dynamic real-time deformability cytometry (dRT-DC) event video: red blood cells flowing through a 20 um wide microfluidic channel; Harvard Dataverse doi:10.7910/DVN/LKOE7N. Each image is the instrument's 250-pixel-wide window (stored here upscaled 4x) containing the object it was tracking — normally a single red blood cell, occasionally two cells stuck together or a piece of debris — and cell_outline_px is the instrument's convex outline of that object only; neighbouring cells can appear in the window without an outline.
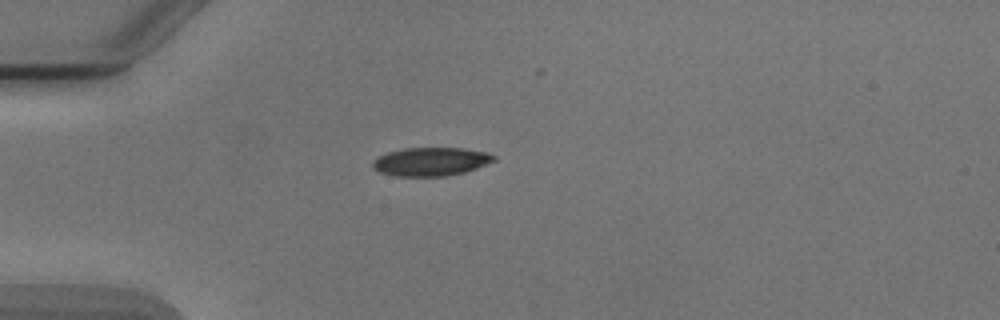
{"species": "Egyptian fruit bat (a non-hibernating species)", "species_latin": "Rousettus aegyptiacus", "temperature_condition": "cold", "stored_images_in_passage": 2, "camera_frame_rate_fps": 3000, "um_per_image_px": 0.085, "animal": {"sex": "male"}, "frame": {"image": 1, "passage_image": 1, "time_ms": 0.0, "image_size_px": [1000, 320], "cell_outline_px": [[496, 160], [476, 168], [464, 172], [444, 176], [392, 176], [380, 172], [372, 168], [372, 160], [388, 152], [404, 148], [460, 148], [488, 152], [496, 156]], "centroid_in_image_um": [36.61, 13.74], "position_along_channel_um": 48.4, "area_um2": 20.11}}